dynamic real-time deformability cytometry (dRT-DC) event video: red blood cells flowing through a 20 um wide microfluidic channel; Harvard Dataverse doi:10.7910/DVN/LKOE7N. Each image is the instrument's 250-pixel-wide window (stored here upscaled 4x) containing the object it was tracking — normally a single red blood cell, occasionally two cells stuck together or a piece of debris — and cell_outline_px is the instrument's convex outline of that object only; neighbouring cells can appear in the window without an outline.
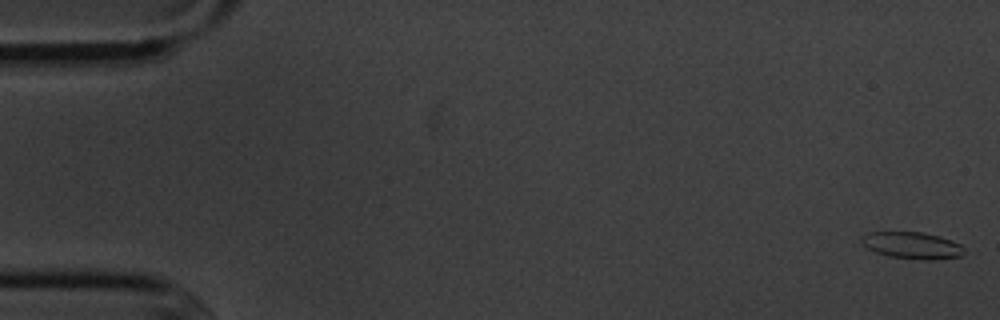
{"species": "common noctule bat (a hibernating species)", "species_latin": "Nyctalus noctula", "temperature_condition": "cold", "stored_images_in_passage": 4, "camera_frame_rate_fps": 3000, "um_per_image_px": 0.085, "animal": {"sex": "male", "body_mass_g": 20.1, "forearm_length_mm": 53.5}, "frame": {"image": 1, "passage_image": 1, "time_ms": 0.0, "image_size_px": [1000, 320], "cell_outline_px": [[964, 252], [960, 256], [932, 260], [928, 260], [888, 256], [876, 252], [868, 248], [860, 240], [860, 236], [868, 232], [924, 232], [940, 236], [952, 240], [960, 244], [964, 248]], "centroid_in_image_um": [77.53, 20.84], "position_along_channel_um": 7.5, "area_um2": 16.01}}